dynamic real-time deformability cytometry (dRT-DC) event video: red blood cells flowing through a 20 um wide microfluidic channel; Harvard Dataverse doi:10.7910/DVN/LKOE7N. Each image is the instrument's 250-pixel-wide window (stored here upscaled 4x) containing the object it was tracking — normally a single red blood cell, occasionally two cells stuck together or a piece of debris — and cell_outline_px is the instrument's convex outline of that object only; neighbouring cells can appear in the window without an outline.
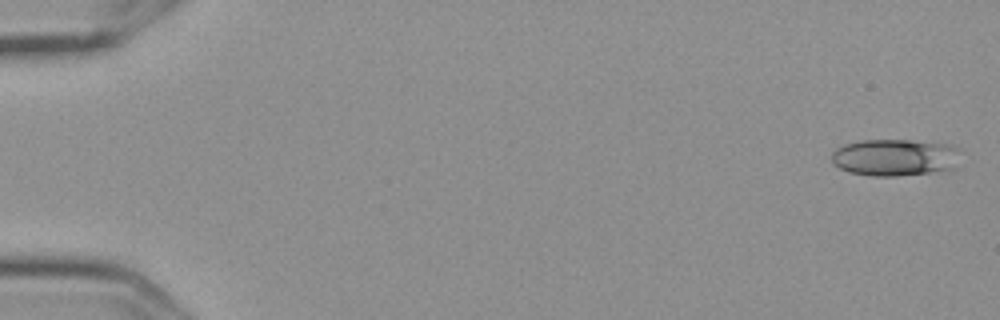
{"species": "Egyptian fruit bat (a non-hibernating species)", "species_latin": "Rousettus aegyptiacus", "temperature_condition": "cold", "stored_images_in_passage": 5, "camera_frame_rate_fps": 3000, "um_per_image_px": 0.085, "frame": {"image": 1, "passage_image": 1, "time_ms": 0.0, "image_size_px": [1000, 320], "cell_outline_px": [[956, 168], [928, 172], [896, 176], [872, 176], [848, 172], [832, 164], [832, 152], [836, 148], [844, 144], [864, 140], [912, 140], [944, 144], [956, 148]], "centroid_in_image_um": [75.97, 13.38], "position_along_channel_um": 9.0, "area_um2": 27.4}}
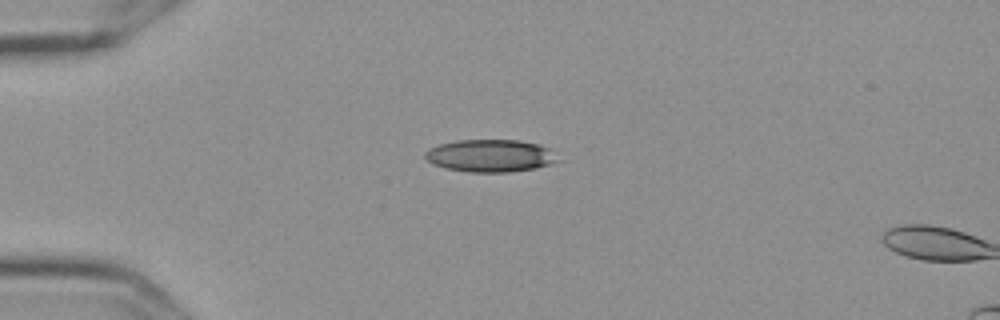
{"frame": {"image": 2, "passage_image": 4, "time_ms": 1.0, "image_size_px": [1000, 320], "cell_outline_px": [[564, 160], [552, 164], [536, 168], [508, 172], [468, 172], [448, 168], [432, 164], [424, 156], [424, 152], [428, 148], [440, 144], [456, 140], [520, 140], [540, 144], [552, 148]], "centroid_in_image_um": [41.78, 13.23], "position_along_channel_um": 43.2, "area_um2": 25.66}}